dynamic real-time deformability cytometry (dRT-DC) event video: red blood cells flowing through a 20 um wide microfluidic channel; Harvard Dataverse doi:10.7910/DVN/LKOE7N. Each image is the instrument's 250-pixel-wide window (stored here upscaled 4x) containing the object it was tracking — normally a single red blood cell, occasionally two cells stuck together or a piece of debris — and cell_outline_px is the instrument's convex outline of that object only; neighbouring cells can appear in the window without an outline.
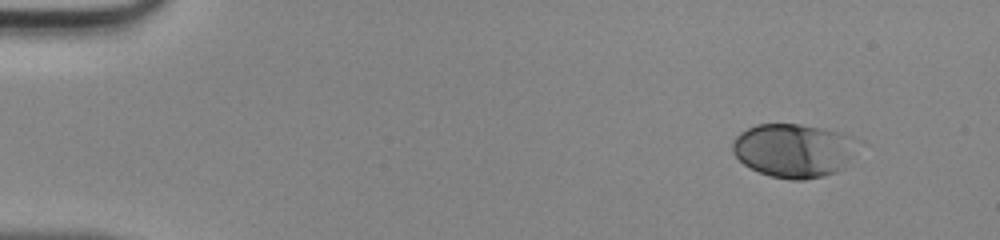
{"species": "human", "species_latin": "Homo sapiens", "temperature_condition": "room temperature", "stored_images_in_passage": 44, "camera_frame_rate_fps": 3000, "um_per_image_px": 0.085, "donor": {"sex": "male"}, "frame": {"image": 1, "passage_image": 1, "time_ms": 0.0, "image_size_px": [1000, 240], "cell_outline_px": [[864, 144], [844, 168], [836, 172], [824, 176], [804, 180], [792, 180], [772, 176], [760, 172], [744, 164], [732, 152], [732, 140], [740, 132], [756, 124], [800, 124], [824, 128], [840, 132], [864, 140]], "centroid_in_image_um": [67.57, 12.77], "position_along_channel_um": 17.4, "area_um2": 40.17}}
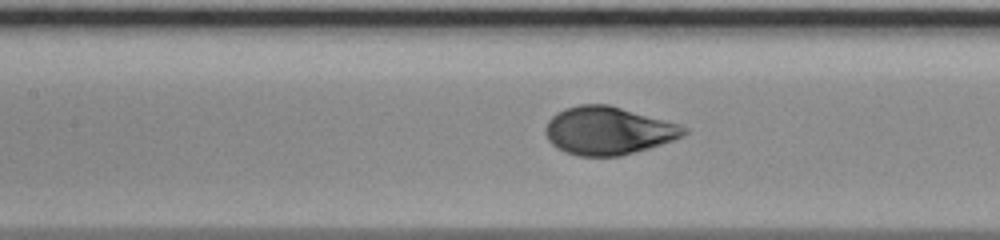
{"frame": {"image": 2, "passage_image": 19, "time_ms": 6.0, "image_size_px": [1000, 240], "cell_outline_px": [[688, 132], [684, 136], [648, 148], [620, 156], [580, 156], [568, 152], [552, 144], [548, 140], [544, 132], [544, 128], [548, 120], [556, 112], [564, 108], [580, 104], [608, 104], [680, 124], [688, 128]], "centroid_in_image_um": [51.69, 11.09], "position_along_channel_um": 155.7, "area_um2": 38.61}}
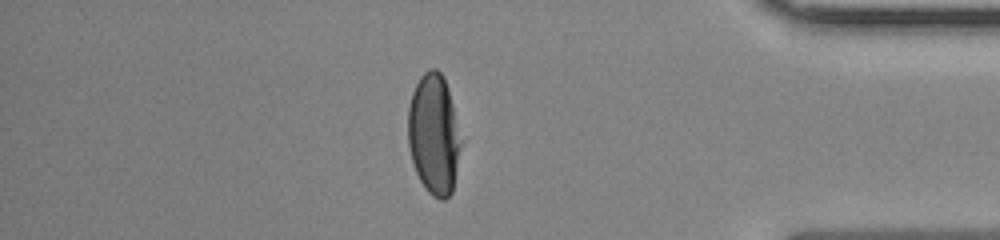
{"frame": {"image": 3, "passage_image": 38, "time_ms": 12.333, "image_size_px": [1000, 240], "cell_outline_px": [[464, 140], [452, 192], [444, 200], [440, 200], [432, 196], [428, 192], [420, 180], [416, 172], [412, 160], [408, 144], [408, 108], [412, 92], [420, 76], [428, 68], [436, 68], [444, 76], [448, 88]], "centroid_in_image_um": [36.92, 11.41], "position_along_channel_um": 398.3, "area_um2": 38.03}}